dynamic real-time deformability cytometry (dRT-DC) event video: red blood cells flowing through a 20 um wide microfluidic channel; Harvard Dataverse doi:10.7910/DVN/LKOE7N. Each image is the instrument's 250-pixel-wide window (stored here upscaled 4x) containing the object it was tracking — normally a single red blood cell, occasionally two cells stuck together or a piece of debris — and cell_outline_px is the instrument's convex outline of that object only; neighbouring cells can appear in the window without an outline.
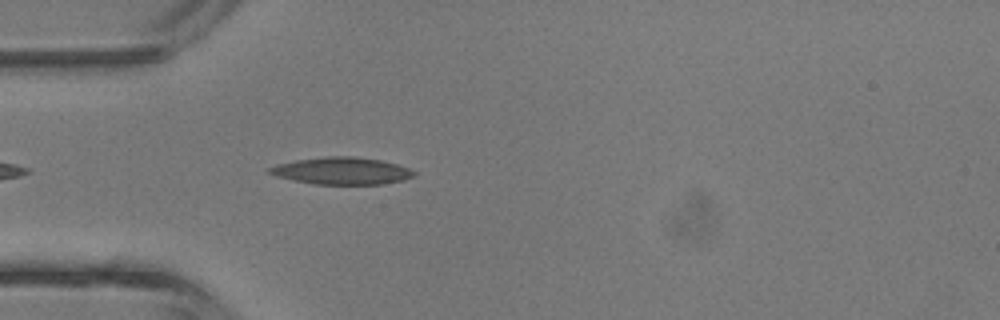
{"species": "common noctule bat (a hibernating species)", "species_latin": "Nyctalus noctula", "temperature_condition": "room temperature", "stored_images_in_passage": 27, "camera_frame_rate_fps": 3000, "um_per_image_px": 0.085, "animal": {"sex": "male", "body_mass_g": 13.3}, "frame": {"image": 1, "passage_image": 3, "time_ms": 0.667, "image_size_px": [1000, 320], "cell_outline_px": [[416, 176], [404, 180], [384, 184], [312, 184], [292, 180], [276, 176], [268, 172], [268, 168], [276, 164], [296, 160], [324, 156], [352, 156], [380, 160], [396, 164], [408, 168], [416, 172]], "centroid_in_image_um": [29.05, 14.52], "position_along_channel_um": 56.0, "area_um2": 22.95}}
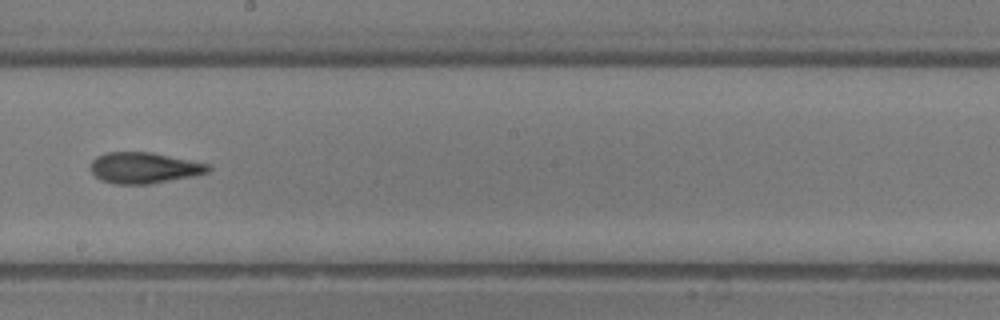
{"frame": {"image": 2, "passage_image": 14, "time_ms": 4.333, "image_size_px": [1000, 320], "cell_outline_px": [[212, 168], [208, 172], [192, 176], [152, 184], [116, 184], [100, 180], [92, 172], [92, 160], [96, 156], [108, 152], [152, 152], [208, 164]], "centroid_in_image_um": [12.24, 14.27], "position_along_channel_um": 236.0, "area_um2": 21.15}}
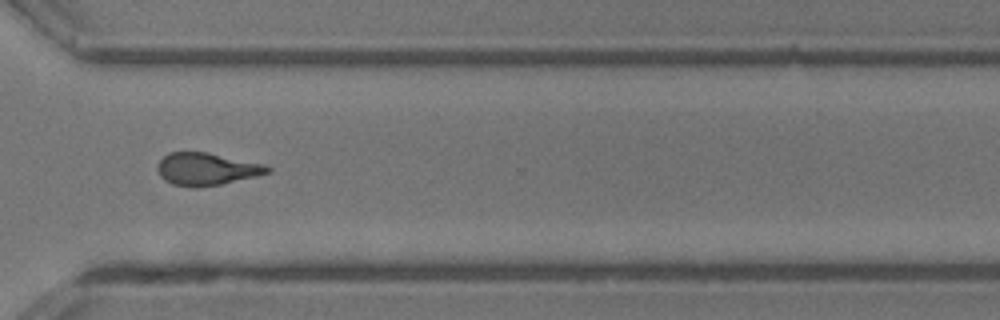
{"frame": {"image": 3, "passage_image": 21, "time_ms": 6.667, "image_size_px": [1000, 320], "cell_outline_px": [[272, 172], [256, 176], [220, 184], [196, 188], [172, 184], [164, 180], [160, 176], [156, 168], [160, 160], [168, 152], [208, 152], [264, 164], [272, 168]], "centroid_in_image_um": [17.55, 14.37], "position_along_channel_um": 353.0, "area_um2": 20.87}}